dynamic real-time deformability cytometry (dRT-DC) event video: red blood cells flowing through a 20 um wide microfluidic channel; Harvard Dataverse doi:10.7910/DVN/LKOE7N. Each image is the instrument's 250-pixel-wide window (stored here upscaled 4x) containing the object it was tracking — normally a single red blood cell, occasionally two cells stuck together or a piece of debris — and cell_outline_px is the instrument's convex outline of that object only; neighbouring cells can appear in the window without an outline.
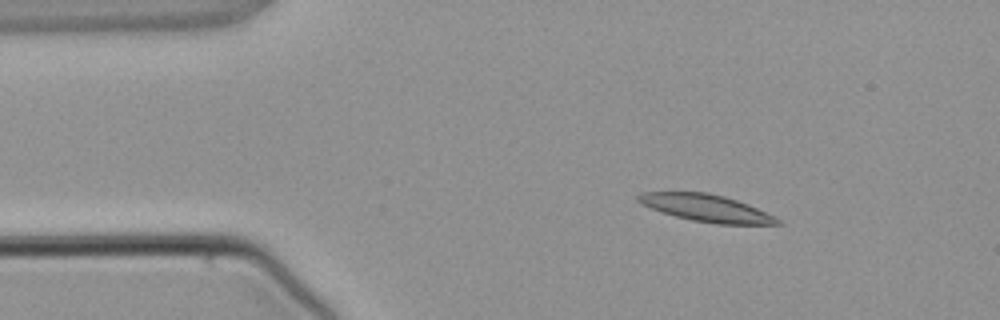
{"species": "common noctule bat (a hibernating species)", "species_latin": "Nyctalus noctula", "temperature_condition": "warm", "stored_images_in_passage": 4, "camera_frame_rate_fps": 3000, "um_per_image_px": 0.085, "animal": {"sex": "male", "body_mass_g": 21.5, "forearm_length_mm": 52.0}, "frame": {"image": 1, "passage_image": 2, "time_ms": 1.333, "image_size_px": [1000, 320], "cell_outline_px": [[784, 224], [716, 224], [692, 220], [676, 216], [640, 204], [636, 200], [636, 196], [640, 192], [708, 192], [724, 196], [748, 204], [776, 216]], "centroid_in_image_um": [60.05, 17.68], "position_along_channel_um": 25.0, "area_um2": 21.96}}
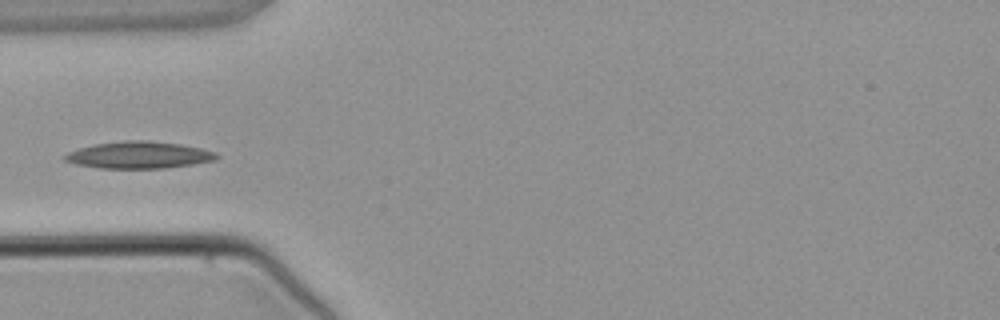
{"frame": {"image": 2, "passage_image": 4, "time_ms": 3.667, "image_size_px": [1000, 320], "cell_outline_px": [[220, 156], [216, 160], [192, 164], [164, 168], [100, 168], [76, 164], [64, 160], [60, 156], [68, 152], [92, 144], [124, 140], [144, 140], [180, 144], [200, 148], [216, 152]], "centroid_in_image_um": [11.78, 13.17], "position_along_channel_um": 73.2, "area_um2": 23.87}}